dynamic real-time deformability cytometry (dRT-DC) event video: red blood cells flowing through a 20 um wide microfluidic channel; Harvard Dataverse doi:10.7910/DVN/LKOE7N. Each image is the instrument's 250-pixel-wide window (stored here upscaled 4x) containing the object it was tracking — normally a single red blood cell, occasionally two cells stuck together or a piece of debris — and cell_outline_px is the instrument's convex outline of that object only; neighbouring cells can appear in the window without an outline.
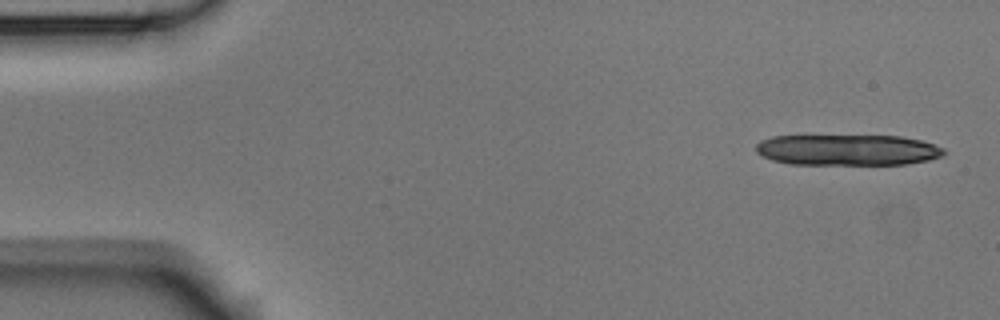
{"species": "Egyptian fruit bat (a non-hibernating species)", "species_latin": "Rousettus aegyptiacus", "temperature_condition": "room temperature", "stored_images_in_passage": 6, "camera_frame_rate_fps": 3000, "um_per_image_px": 0.085, "animal": {"sex": "male"}, "frame": {"image": 1, "passage_image": 1, "time_ms": 0.0, "image_size_px": [1000, 320], "cell_outline_px": [[948, 152], [944, 156], [928, 160], [908, 164], [788, 164], [772, 160], [756, 152], [756, 144], [760, 140], [772, 136], [900, 136], [920, 140], [944, 148]], "centroid_in_image_um": [72.06, 12.75], "position_along_channel_um": 12.9, "area_um2": 33.99}}
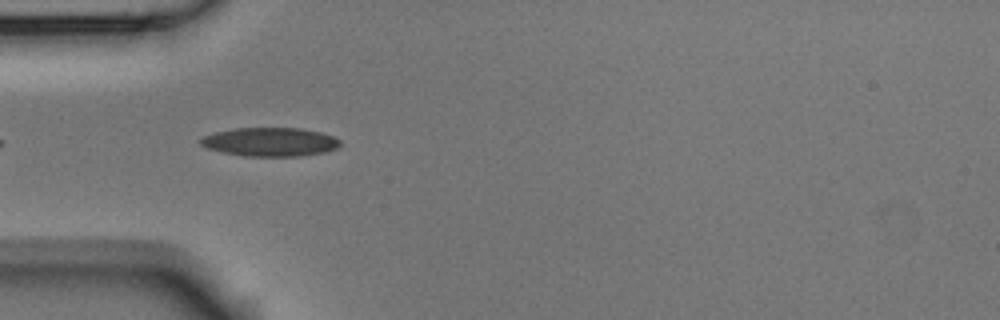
{"frame": {"image": 2, "passage_image": 5, "time_ms": 1.333, "image_size_px": [1000, 320], "cell_outline_px": [[340, 144], [336, 148], [324, 152], [300, 156], [244, 156], [224, 152], [208, 148], [200, 144], [200, 140], [204, 136], [216, 132], [232, 128], [300, 128], [320, 132], [332, 136], [340, 140]], "centroid_in_image_um": [22.96, 12.06], "position_along_channel_um": 62.0, "area_um2": 23.18}}
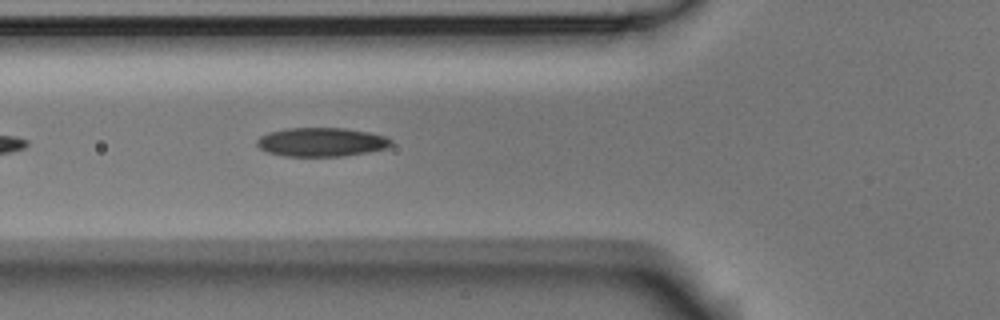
{"frame": {"image": 3, "passage_image": 6, "time_ms": 1.667, "image_size_px": [1000, 320], "cell_outline_px": [[392, 144], [384, 148], [368, 152], [344, 156], [284, 156], [268, 152], [260, 148], [256, 144], [256, 140], [260, 136], [268, 132], [288, 128], [344, 128], [368, 132], [384, 136], [392, 140]], "centroid_in_image_um": [27.29, 12.07], "position_along_channel_um": 98.5, "area_um2": 22.48}}